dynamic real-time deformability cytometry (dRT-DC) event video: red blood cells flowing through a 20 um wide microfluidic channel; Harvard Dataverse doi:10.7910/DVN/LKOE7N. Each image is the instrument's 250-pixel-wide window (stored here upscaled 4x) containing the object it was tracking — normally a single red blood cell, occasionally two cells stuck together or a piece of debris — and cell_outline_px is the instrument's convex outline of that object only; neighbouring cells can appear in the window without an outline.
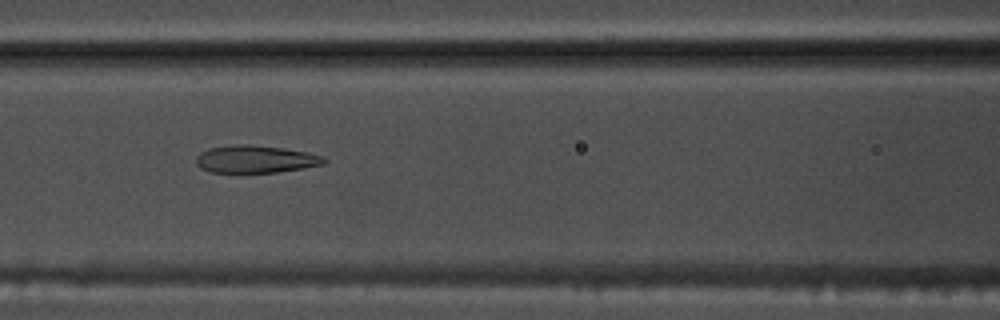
{"species": "common noctule bat (a hibernating species)", "species_latin": "Nyctalus noctula", "temperature_condition": "warm", "stored_images_in_passage": 37, "camera_frame_rate_fps": 3000, "um_per_image_px": 0.085, "animal": {"sex": "male", "body_mass_g": 17.5, "forearm_length_mm": 52.3}, "frame": {"image": 1, "passage_image": 11, "time_ms": 3.333, "image_size_px": [1000, 320], "cell_outline_px": [[328, 160], [324, 164], [304, 168], [276, 172], [212, 172], [200, 168], [196, 164], [196, 156], [200, 152], [208, 148], [240, 144], [248, 144], [284, 148], [308, 152], [324, 156]], "centroid_in_image_um": [21.74, 13.52], "position_along_channel_um": 144.9, "area_um2": 20.58}, "authors_computed_cell_mechanics": {"area_um2": 21.2126, "velocity_mm_per_s": 3.7831, "shape_relaxation_time_tau1_ms": 7.0884, "shape_relaxation_time_tau2_ms": 1.6625, "deformation_change_tau1": 0.2471, "deformation_change_tau2": 0.1131}}